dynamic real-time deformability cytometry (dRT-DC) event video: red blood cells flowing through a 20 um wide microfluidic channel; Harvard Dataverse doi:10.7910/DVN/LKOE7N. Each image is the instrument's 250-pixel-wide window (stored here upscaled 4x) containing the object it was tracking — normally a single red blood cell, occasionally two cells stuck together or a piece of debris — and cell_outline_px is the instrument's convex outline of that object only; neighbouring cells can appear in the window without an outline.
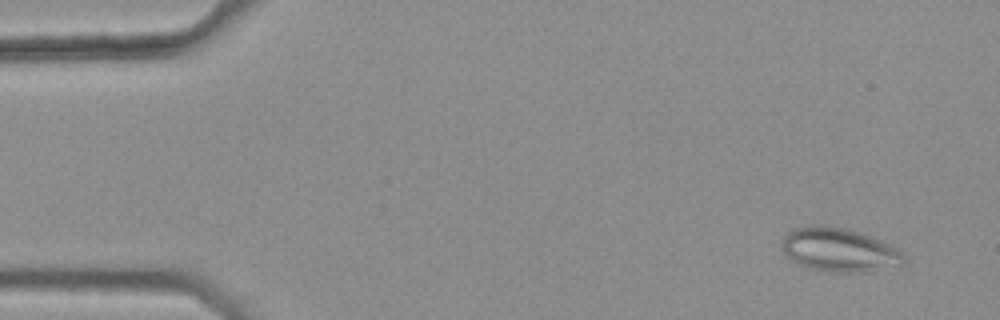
{"species": "common noctule bat (a hibernating species)", "species_latin": "Nyctalus noctula", "temperature_condition": "warm", "stored_images_in_passage": 45, "camera_frame_rate_fps": 3000, "um_per_image_px": 0.085, "animal": {"sex": "female", "body_mass_g": 25.1}, "frame": {"image": 1, "passage_image": 4, "time_ms": 1.0, "image_size_px": [1000, 320], "cell_outline_px": [[904, 256], [900, 264], [864, 272], [832, 272], [812, 268], [800, 264], [792, 260], [784, 252], [784, 236], [788, 232], [796, 228], [820, 224], [848, 228], [860, 232], [880, 240], [896, 248]], "centroid_in_image_um": [71.31, 21.21], "position_along_channel_um": 13.7, "area_um2": 30.35}}
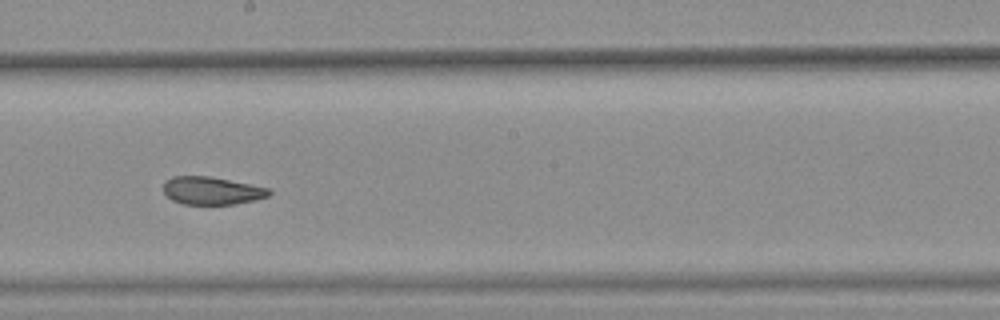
{"frame": {"image": 2, "passage_image": 30, "time_ms": 9.667, "image_size_px": [1000, 320], "cell_outline_px": [[272, 192], [268, 196], [256, 200], [236, 204], [184, 204], [172, 200], [164, 192], [164, 180], [172, 176], [208, 176], [268, 188]], "centroid_in_image_um": [17.98, 16.21], "position_along_channel_um": 230.2, "area_um2": 16.99}}
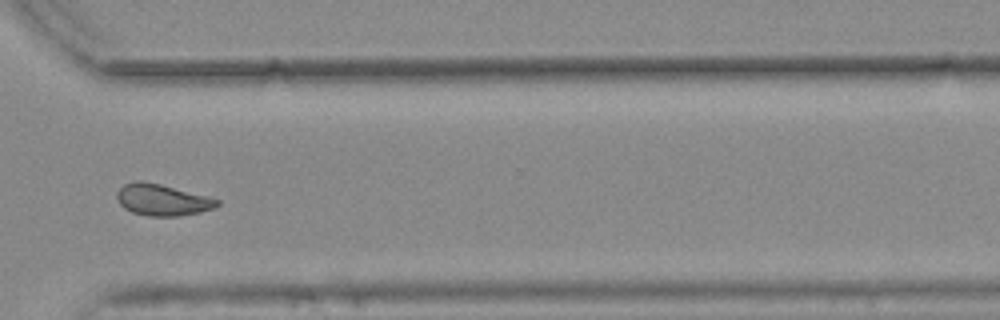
{"frame": {"image": 3, "passage_image": 40, "time_ms": 13.0, "image_size_px": [1000, 320], "cell_outline_px": [[220, 204], [216, 208], [200, 212], [176, 216], [148, 216], [132, 212], [124, 208], [120, 204], [116, 196], [116, 192], [124, 184], [132, 180], [140, 180], [160, 184], [208, 196], [220, 200]], "centroid_in_image_um": [13.79, 16.98], "position_along_channel_um": 356.8, "area_um2": 18.5}, "authors_computed_cell_mechanics": {"area_um2": 18.8428, "velocity_mm_per_s": 3.7753, "shape_relaxation_time_tau1_ms": null, "shape_relaxation_time_tau2_ms": 2.2329, "deformation_change_tau1": null, "deformation_change_tau2": 0.0737}}